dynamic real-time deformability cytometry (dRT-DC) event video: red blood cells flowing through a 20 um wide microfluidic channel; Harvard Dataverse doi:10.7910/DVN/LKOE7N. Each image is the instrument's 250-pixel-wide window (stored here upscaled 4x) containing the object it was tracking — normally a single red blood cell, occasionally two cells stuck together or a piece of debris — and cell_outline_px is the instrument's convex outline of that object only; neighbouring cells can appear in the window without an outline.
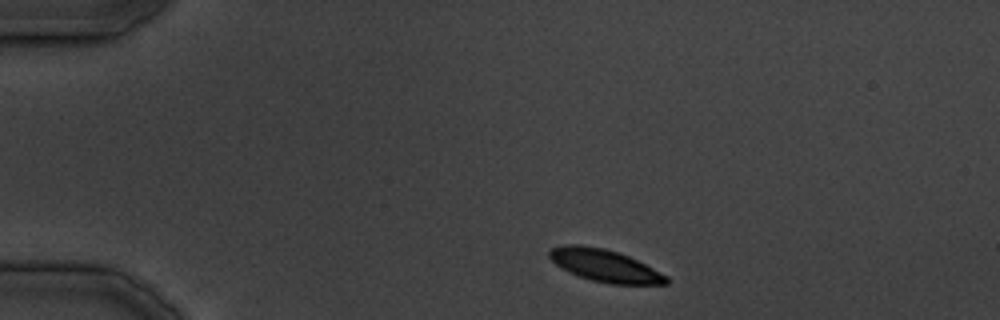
{"species": "common noctule bat (a hibernating species)", "species_latin": "Nyctalus noctula", "temperature_condition": "cold", "stored_images_in_passage": 32, "camera_frame_rate_fps": 3000, "um_per_image_px": 0.085, "animal": {"sex": "male", "body_mass_g": 19.5, "forearm_length_mm": 54.6}, "frame": {"image": 1, "passage_image": 2, "time_ms": 1.333, "image_size_px": [1000, 320], "cell_outline_px": [[668, 284], [608, 284], [592, 280], [580, 276], [556, 264], [548, 256], [548, 252], [552, 248], [568, 244], [580, 244], [604, 248], [628, 256], [668, 276]], "centroid_in_image_um": [51.41, 22.57], "position_along_channel_um": 33.6, "area_um2": 21.62}}
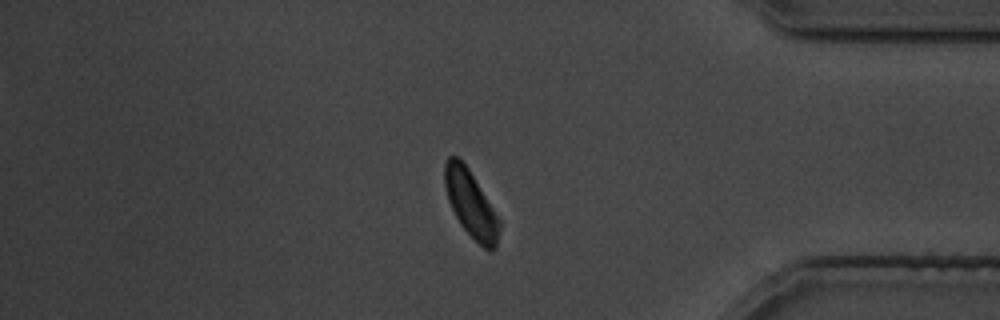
{"frame": {"image": 2, "passage_image": 26, "time_ms": 31.667, "image_size_px": [1000, 320], "cell_outline_px": [[500, 224], [496, 248], [492, 252], [488, 252], [460, 224], [448, 200], [444, 184], [444, 164], [448, 156], [456, 156], [468, 168], [500, 220]], "centroid_in_image_um": [40.01, 17.34], "position_along_channel_um": 395.2, "area_um2": 20.87}}
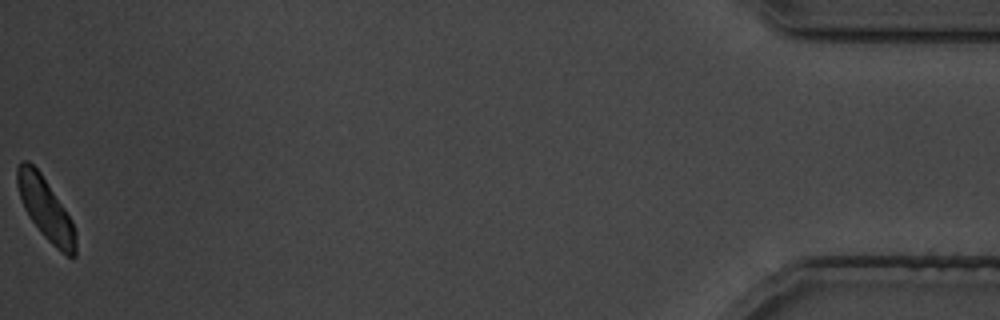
{"frame": {"image": 3, "passage_image": 32, "time_ms": 38.667, "image_size_px": [1000, 320], "cell_outline_px": [[76, 256], [68, 256], [60, 252], [40, 232], [24, 208], [16, 184], [16, 168], [20, 160], [28, 160], [40, 172], [72, 220], [76, 232]], "centroid_in_image_um": [3.87, 17.74], "position_along_channel_um": 431.3, "area_um2": 20.98}}